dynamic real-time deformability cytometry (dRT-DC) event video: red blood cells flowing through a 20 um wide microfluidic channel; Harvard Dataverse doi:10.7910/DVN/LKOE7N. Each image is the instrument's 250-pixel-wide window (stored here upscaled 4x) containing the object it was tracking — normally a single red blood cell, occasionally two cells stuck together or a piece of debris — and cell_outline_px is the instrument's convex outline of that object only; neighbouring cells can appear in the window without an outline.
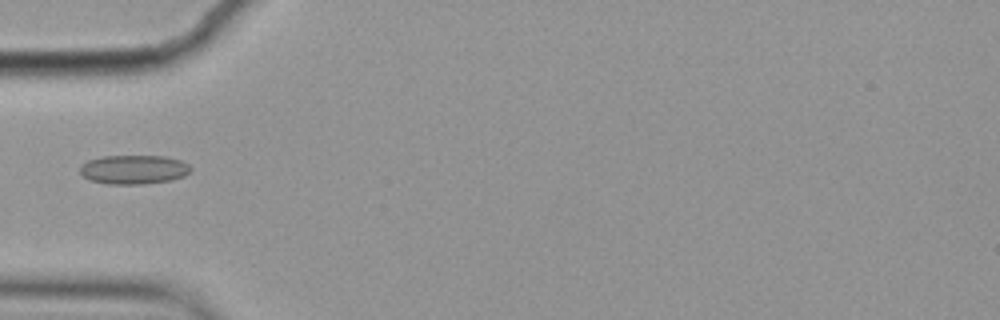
{"species": "common noctule bat (a hibernating species)", "species_latin": "Nyctalus noctula", "temperature_condition": "cold", "stored_images_in_passage": 5, "camera_frame_rate_fps": 3000, "um_per_image_px": 0.085, "animal": {"sex": "female", "body_mass_g": 19.9}, "frame": {"image": 1, "passage_image": 5, "time_ms": 1.333, "image_size_px": [1000, 320], "cell_outline_px": [[192, 168], [184, 176], [172, 180], [144, 184], [108, 184], [92, 180], [84, 176], [80, 172], [80, 168], [88, 160], [104, 156], [164, 156], [180, 160], [188, 164]], "centroid_in_image_um": [11.4, 14.41], "position_along_channel_um": 73.6, "area_um2": 18.61}}